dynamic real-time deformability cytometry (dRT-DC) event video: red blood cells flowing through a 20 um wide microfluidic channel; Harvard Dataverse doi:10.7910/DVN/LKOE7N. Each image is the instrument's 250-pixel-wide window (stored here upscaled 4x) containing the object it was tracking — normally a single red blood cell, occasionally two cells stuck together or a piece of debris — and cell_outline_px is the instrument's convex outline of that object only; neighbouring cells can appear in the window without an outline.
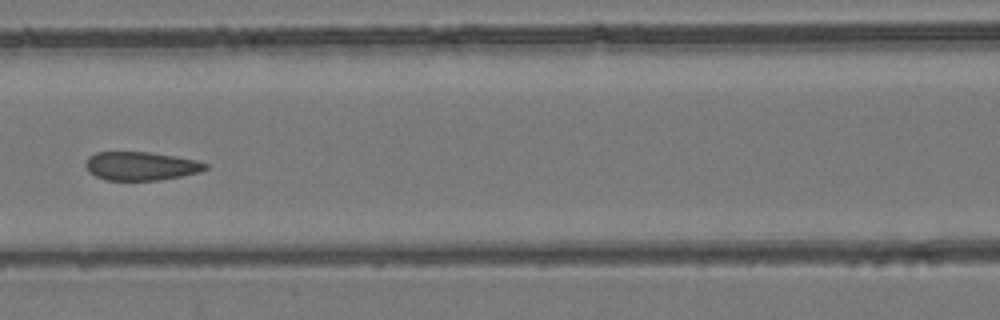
{"species": "common noctule bat (a hibernating species)", "species_latin": "Nyctalus noctula", "temperature_condition": "room temperature", "stored_images_in_passage": 7, "camera_frame_rate_fps": 3000, "um_per_image_px": 0.085, "animal": {"sex": "female", "body_mass_g": 24.6, "forearm_length_mm": 56.2}, "frame": {"image": 1, "passage_image": 7, "time_ms": 7.667, "image_size_px": [1000, 320], "cell_outline_px": [[208, 168], [200, 172], [160, 180], [104, 180], [88, 172], [84, 164], [88, 156], [96, 152], [148, 152], [176, 156], [196, 160], [208, 164]], "centroid_in_image_um": [11.95, 14.11], "position_along_channel_um": 154.6, "area_um2": 20.06}}